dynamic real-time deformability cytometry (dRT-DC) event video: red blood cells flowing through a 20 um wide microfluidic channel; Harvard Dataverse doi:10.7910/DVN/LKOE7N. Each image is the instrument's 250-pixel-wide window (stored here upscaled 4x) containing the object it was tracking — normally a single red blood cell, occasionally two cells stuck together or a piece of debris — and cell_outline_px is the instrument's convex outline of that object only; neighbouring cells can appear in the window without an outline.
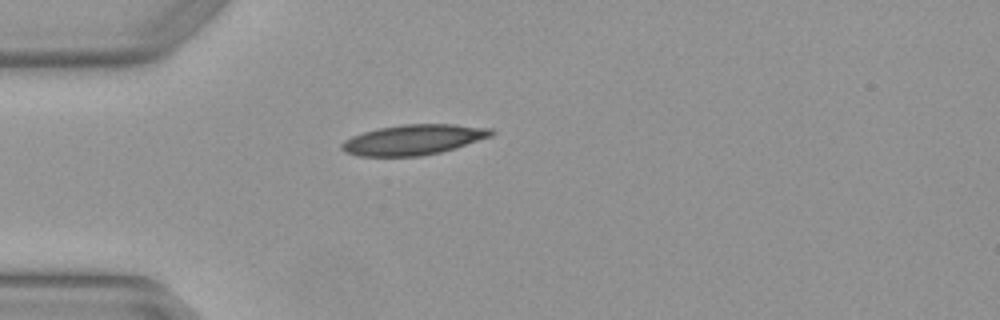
{"species": "Egyptian fruit bat (a non-hibernating species)", "species_latin": "Rousettus aegyptiacus", "temperature_condition": "warm", "stored_images_in_passage": 2, "camera_frame_rate_fps": 3000, "um_per_image_px": 0.085, "animal": {"sex": "female"}, "frame": {"image": 1, "passage_image": 1, "time_ms": 0.0, "image_size_px": [1000, 320], "cell_outline_px": [[496, 132], [492, 136], [440, 152], [420, 156], [360, 156], [344, 152], [340, 148], [340, 144], [344, 140], [352, 136], [364, 132], [380, 128], [404, 124], [452, 124], [492, 128]], "centroid_in_image_um": [35.13, 11.87], "position_along_channel_um": 49.9, "area_um2": 26.24}}